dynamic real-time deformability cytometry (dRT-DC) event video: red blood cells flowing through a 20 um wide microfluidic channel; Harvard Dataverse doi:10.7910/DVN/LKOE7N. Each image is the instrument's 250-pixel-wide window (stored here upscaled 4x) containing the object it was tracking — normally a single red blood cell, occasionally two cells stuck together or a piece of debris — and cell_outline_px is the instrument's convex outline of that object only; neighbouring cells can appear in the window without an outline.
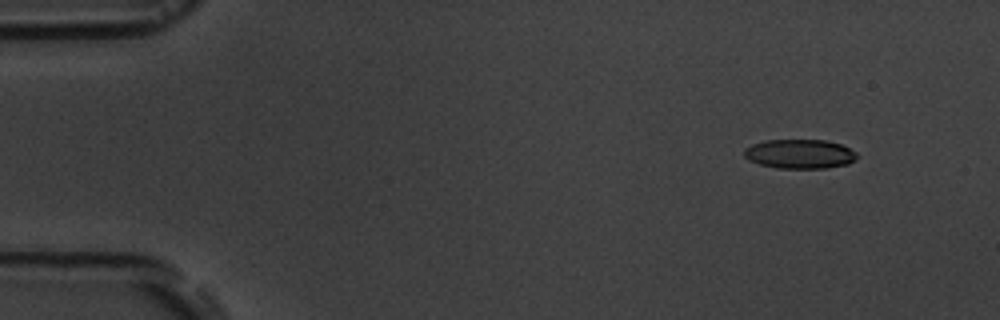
{"species": "common noctule bat (a hibernating species)", "species_latin": "Nyctalus noctula", "temperature_condition": "room temperature", "stored_images_in_passage": 8, "camera_frame_rate_fps": 3000, "um_per_image_px": 0.085, "animal": {"sex": "male", "body_mass_g": 19.5, "forearm_length_mm": 54.6}, "frame": {"image": 1, "passage_image": 2, "time_ms": 1.333, "image_size_px": [1000, 320], "cell_outline_px": [[856, 160], [848, 164], [824, 168], [776, 168], [760, 164], [748, 160], [744, 156], [744, 148], [752, 144], [764, 140], [824, 140], [840, 144], [856, 152]], "centroid_in_image_um": [67.95, 13.08], "position_along_channel_um": 17.1, "area_um2": 19.25}}
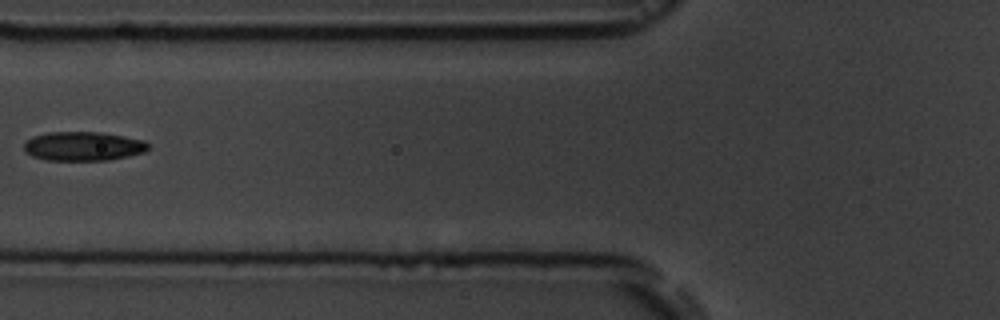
{"frame": {"image": 2, "passage_image": 7, "time_ms": 7.0, "image_size_px": [1000, 320], "cell_outline_px": [[148, 148], [144, 152], [128, 156], [108, 160], [48, 160], [32, 156], [24, 152], [24, 144], [32, 136], [48, 132], [100, 132], [124, 136], [144, 140], [148, 144]], "centroid_in_image_um": [7.05, 12.42], "position_along_channel_um": 118.7, "area_um2": 21.04}}
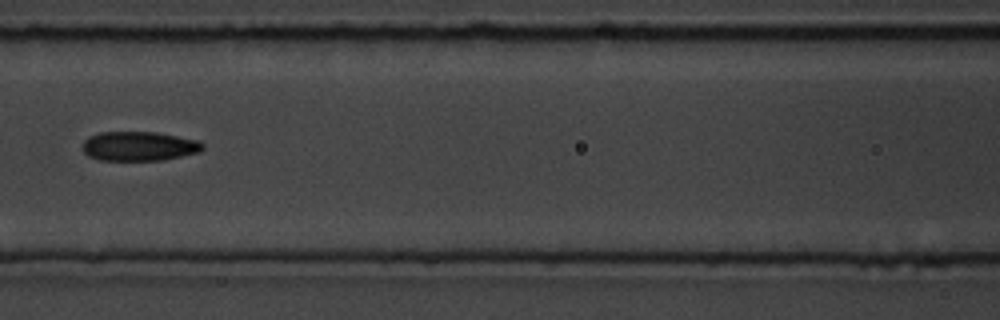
{"frame": {"image": 3, "passage_image": 8, "time_ms": 8.0, "image_size_px": [1000, 320], "cell_outline_px": [[204, 148], [200, 152], [164, 160], [100, 160], [88, 156], [84, 152], [84, 140], [88, 136], [100, 132], [156, 132], [200, 140], [204, 144]], "centroid_in_image_um": [11.86, 12.42], "position_along_channel_um": 154.7, "area_um2": 20.69}}